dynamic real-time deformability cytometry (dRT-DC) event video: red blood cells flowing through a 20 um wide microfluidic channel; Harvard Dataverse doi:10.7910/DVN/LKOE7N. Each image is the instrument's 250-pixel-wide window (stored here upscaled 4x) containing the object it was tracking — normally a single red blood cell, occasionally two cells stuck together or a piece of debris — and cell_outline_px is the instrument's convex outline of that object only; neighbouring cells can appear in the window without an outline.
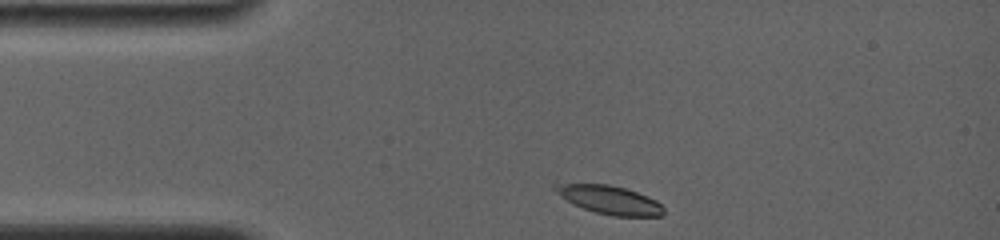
{"species": "common noctule bat (a hibernating species)", "species_latin": "Nyctalus noctula", "temperature_condition": "room temperature", "stored_images_in_passage": 14, "camera_frame_rate_fps": 4000, "um_per_image_px": 0.085, "animal": {"sex": "female", "body_mass_g": 19.0, "forearm_length_mm": 56.7}, "frame": {"image": 1, "passage_image": 1, "time_ms": 0.0, "image_size_px": [1000, 240], "cell_outline_px": [[664, 216], [612, 216], [596, 212], [584, 208], [568, 200], [552, 188], [552, 184], [556, 180], [608, 184], [624, 188], [636, 192], [656, 200], [664, 208]], "centroid_in_image_um": [51.72, 16.93], "position_along_channel_um": 33.3, "area_um2": 18.38}}
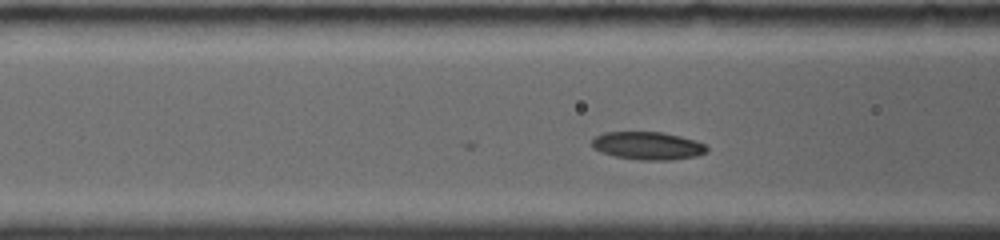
{"frame": {"image": 2, "passage_image": 10, "time_ms": 3.0, "image_size_px": [1000, 240], "cell_outline_px": [[708, 152], [696, 156], [672, 160], [640, 160], [616, 156], [600, 152], [592, 148], [592, 140], [596, 136], [604, 132], [664, 132], [696, 140], [704, 144], [708, 148]], "centroid_in_image_um": [55.07, 12.39], "position_along_channel_um": 111.5, "area_um2": 18.79}}
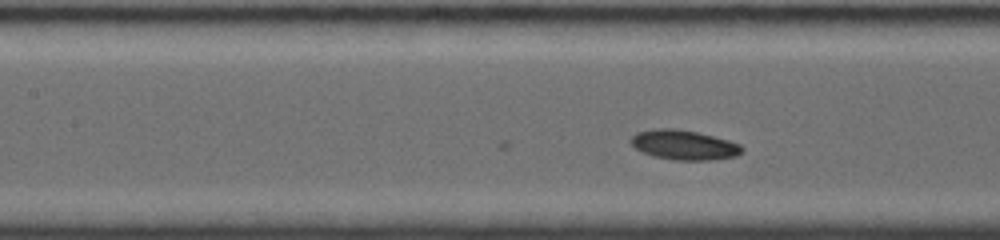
{"frame": {"image": 3, "passage_image": 14, "time_ms": 4.0, "image_size_px": [1000, 240], "cell_outline_px": [[744, 152], [736, 156], [708, 160], [676, 160], [652, 156], [636, 148], [632, 144], [632, 136], [636, 132], [656, 128], [676, 128], [696, 132], [728, 140], [740, 144], [744, 148]], "centroid_in_image_um": [58.16, 12.31], "position_along_channel_um": 149.2, "area_um2": 19.13}}